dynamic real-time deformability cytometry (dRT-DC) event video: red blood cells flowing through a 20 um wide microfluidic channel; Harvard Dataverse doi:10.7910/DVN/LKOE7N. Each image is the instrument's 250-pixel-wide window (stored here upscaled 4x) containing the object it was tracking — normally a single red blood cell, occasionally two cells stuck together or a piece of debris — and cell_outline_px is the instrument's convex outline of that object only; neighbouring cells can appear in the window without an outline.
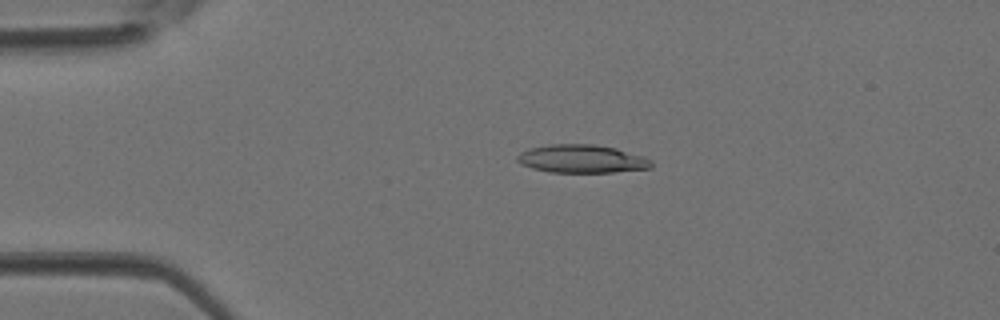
{"species": "Egyptian fruit bat (a non-hibernating species)", "species_latin": "Rousettus aegyptiacus", "temperature_condition": "room temperature", "stored_images_in_passage": 3, "camera_frame_rate_fps": 3000, "um_per_image_px": 0.085, "animal": {"sex": "female"}, "frame": {"image": 1, "passage_image": 2, "time_ms": 0.333, "image_size_px": [1000, 320], "cell_outline_px": [[652, 168], [612, 172], [548, 172], [532, 168], [520, 164], [516, 160], [516, 156], [520, 152], [528, 148], [548, 144], [592, 144], [616, 148], [644, 156], [652, 160]], "centroid_in_image_um": [49.43, 13.5], "position_along_channel_um": 35.6, "area_um2": 22.2}}